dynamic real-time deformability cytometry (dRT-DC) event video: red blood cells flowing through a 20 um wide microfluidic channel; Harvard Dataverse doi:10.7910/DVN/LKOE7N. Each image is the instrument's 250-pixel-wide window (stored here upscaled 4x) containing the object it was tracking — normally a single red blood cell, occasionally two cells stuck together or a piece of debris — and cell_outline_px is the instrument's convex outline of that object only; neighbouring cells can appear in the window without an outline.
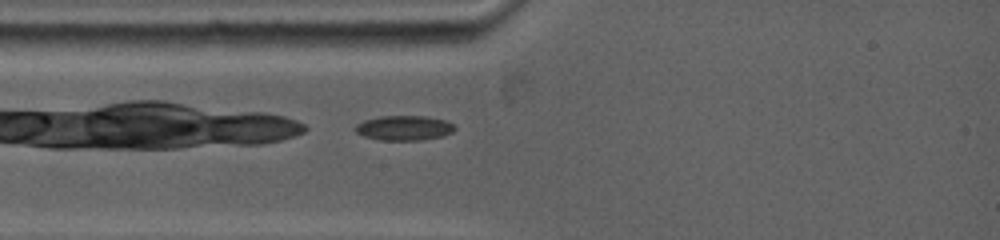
{"species": "common noctule bat (a hibernating species)", "species_latin": "Nyctalus noctula", "temperature_condition": "warm", "stored_images_in_passage": 1, "camera_frame_rate_fps": 5000, "um_per_image_px": 0.085, "animal": {"sex": "female", "body_mass_g": 19.0, "forearm_length_mm": 53.3}, "frame": {"image": 1, "passage_image": 1, "time_ms": 0.0, "image_size_px": [1000, 240], "cell_outline_px": [[456, 128], [452, 132], [444, 136], [420, 140], [380, 140], [364, 136], [356, 132], [356, 124], [364, 120], [380, 116], [424, 116], [444, 120], [452, 124]], "centroid_in_image_um": [34.35, 10.88], "position_along_channel_um": 50.7, "area_um2": 14.28}}